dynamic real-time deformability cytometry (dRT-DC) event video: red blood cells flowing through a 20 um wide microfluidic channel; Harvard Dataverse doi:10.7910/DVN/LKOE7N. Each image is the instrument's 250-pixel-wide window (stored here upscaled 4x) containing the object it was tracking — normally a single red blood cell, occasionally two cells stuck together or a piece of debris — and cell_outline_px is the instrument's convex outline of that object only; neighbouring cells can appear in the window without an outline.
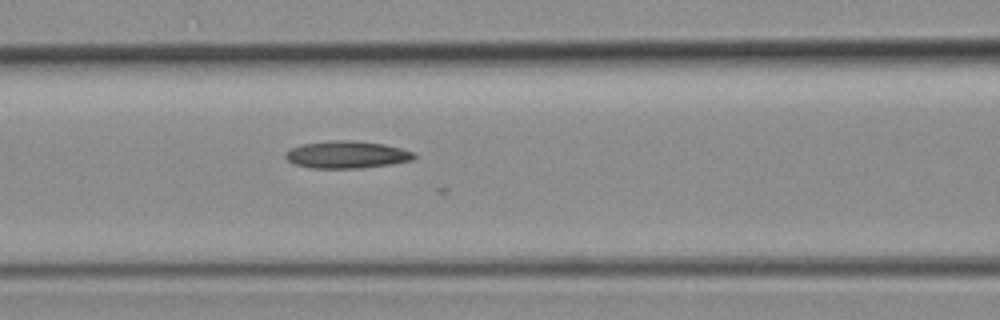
{"species": "common noctule bat (a hibernating species)", "species_latin": "Nyctalus noctula", "temperature_condition": "room temperature", "stored_images_in_passage": 16, "camera_frame_rate_fps": 3000, "um_per_image_px": 0.085, "animal": {"sex": "female", "body_mass_g": 19.3, "forearm_length_mm": 54.1}, "frame": {"image": 1, "passage_image": 5, "time_ms": 1.333, "image_size_px": [1000, 320], "cell_outline_px": [[416, 156], [412, 160], [392, 164], [360, 168], [308, 168], [292, 164], [284, 156], [284, 152], [292, 148], [304, 144], [332, 140], [352, 140], [384, 144], [400, 148], [412, 152]], "centroid_in_image_um": [29.44, 13.15], "position_along_channel_um": 137.2, "area_um2": 20.46}}
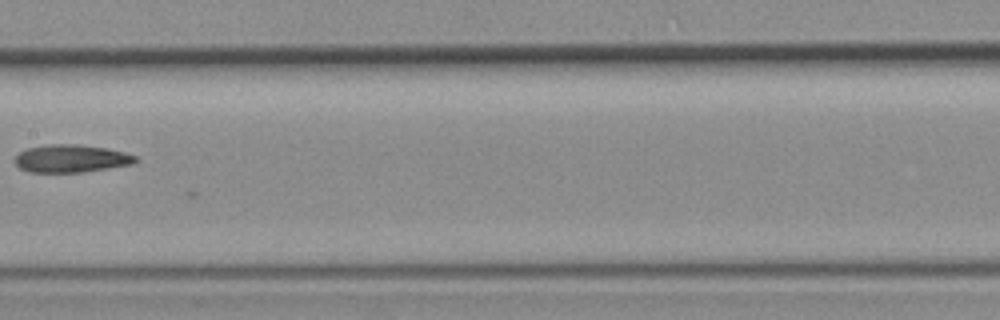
{"frame": {"image": 2, "passage_image": 9, "time_ms": 2.667, "image_size_px": [1000, 320], "cell_outline_px": [[136, 160], [132, 164], [84, 172], [28, 172], [20, 168], [12, 160], [20, 152], [28, 148], [52, 144], [72, 144], [104, 148], [124, 152], [136, 156]], "centroid_in_image_um": [6.0, 13.48], "position_along_channel_um": 201.4, "area_um2": 19.25}}
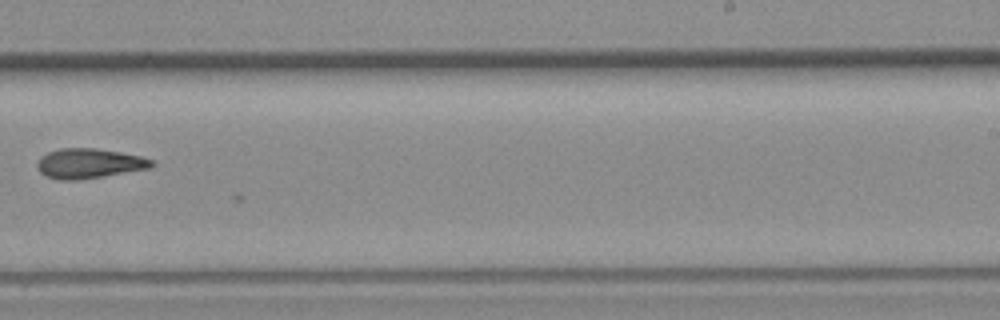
{"frame": {"image": 3, "passage_image": 14, "time_ms": 4.333, "image_size_px": [1000, 320], "cell_outline_px": [[156, 164], [152, 168], [104, 176], [76, 180], [56, 180], [40, 172], [36, 164], [40, 156], [48, 152], [60, 148], [96, 148], [120, 152], [140, 156], [152, 160]], "centroid_in_image_um": [7.58, 13.89], "position_along_channel_um": 281.4, "area_um2": 20.0}}